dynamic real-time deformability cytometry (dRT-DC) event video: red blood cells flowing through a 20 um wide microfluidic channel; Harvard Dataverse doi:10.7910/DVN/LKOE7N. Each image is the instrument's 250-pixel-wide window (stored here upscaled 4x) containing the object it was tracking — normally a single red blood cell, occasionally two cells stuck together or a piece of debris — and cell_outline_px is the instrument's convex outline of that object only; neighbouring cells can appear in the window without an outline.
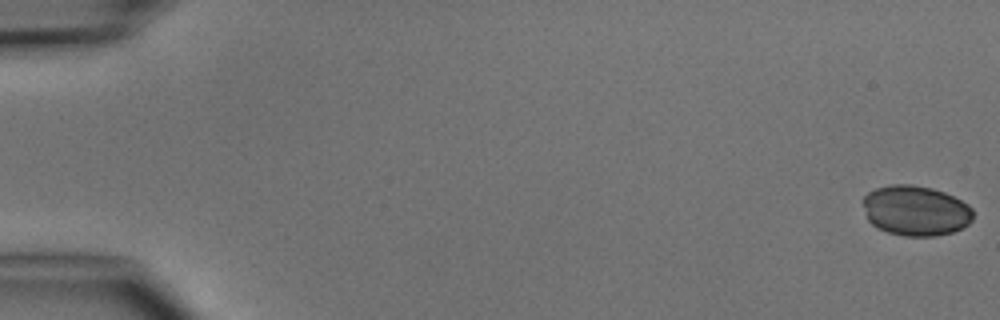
{"species": "common noctule bat (a hibernating species)", "species_latin": "Nyctalus noctula", "temperature_condition": "cold", "stored_images_in_passage": 5, "camera_frame_rate_fps": 3000, "um_per_image_px": 0.085, "animal": {"sex": "male", "body_mass_g": 15.6}, "frame": {"image": 1, "passage_image": 1, "time_ms": 0.0, "image_size_px": [1000, 320], "cell_outline_px": [[972, 220], [968, 224], [952, 232], [936, 236], [904, 236], [888, 232], [876, 228], [868, 220], [860, 200], [868, 192], [876, 188], [892, 184], [912, 184], [932, 188], [944, 192], [968, 204], [972, 208]], "centroid_in_image_um": [77.79, 17.9], "position_along_channel_um": 7.2, "area_um2": 32.43}}
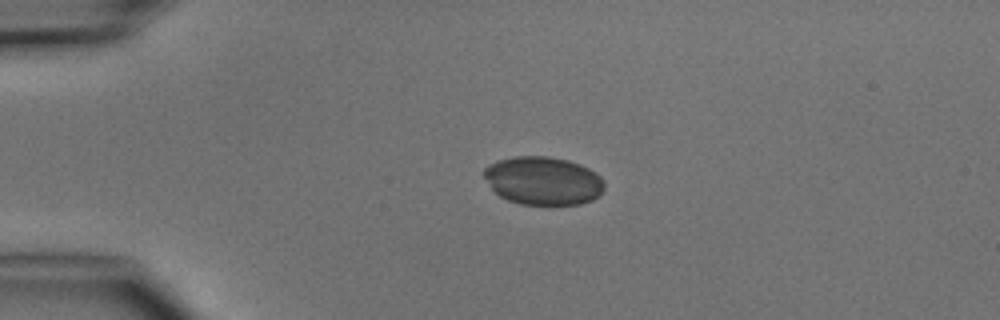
{"frame": {"image": 2, "passage_image": 4, "time_ms": 3.667, "image_size_px": [1000, 320], "cell_outline_px": [[604, 188], [592, 200], [580, 204], [520, 204], [508, 200], [500, 196], [492, 188], [484, 176], [484, 168], [488, 164], [512, 156], [548, 156], [568, 160], [580, 164], [596, 172], [604, 180]], "centroid_in_image_um": [46.17, 15.35], "position_along_channel_um": 38.8, "area_um2": 33.76}}